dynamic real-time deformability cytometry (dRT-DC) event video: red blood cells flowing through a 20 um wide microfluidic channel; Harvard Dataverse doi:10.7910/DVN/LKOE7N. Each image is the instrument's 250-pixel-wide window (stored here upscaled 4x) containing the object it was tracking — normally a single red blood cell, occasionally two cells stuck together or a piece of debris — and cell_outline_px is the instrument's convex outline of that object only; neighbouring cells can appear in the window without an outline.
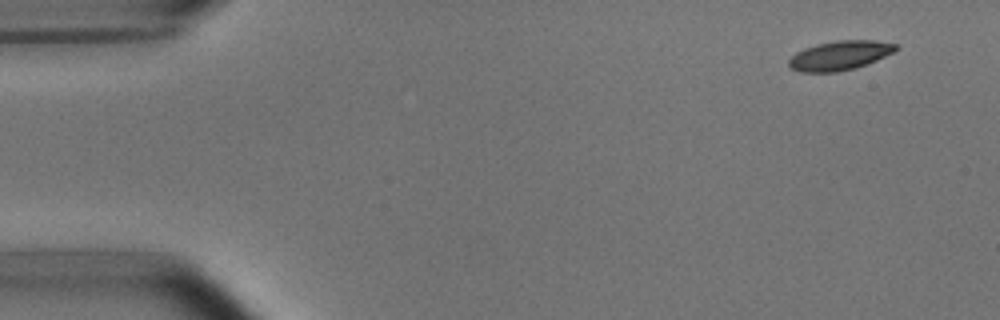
{"species": "common noctule bat (a hibernating species)", "species_latin": "Nyctalus noctula", "temperature_condition": "room temperature", "stored_images_in_passage": 3, "camera_frame_rate_fps": 3000, "um_per_image_px": 0.085, "animal": {"sex": "male", "body_mass_g": 15.6}, "frame": {"image": 1, "passage_image": 1, "time_ms": 0.0, "image_size_px": [1000, 320], "cell_outline_px": [[896, 48], [892, 52], [876, 60], [852, 68], [836, 72], [800, 72], [792, 68], [788, 64], [788, 60], [796, 52], [804, 48], [816, 44], [836, 40], [872, 40], [896, 44]], "centroid_in_image_um": [71.31, 4.71], "position_along_channel_um": 13.7, "area_um2": 17.92}}